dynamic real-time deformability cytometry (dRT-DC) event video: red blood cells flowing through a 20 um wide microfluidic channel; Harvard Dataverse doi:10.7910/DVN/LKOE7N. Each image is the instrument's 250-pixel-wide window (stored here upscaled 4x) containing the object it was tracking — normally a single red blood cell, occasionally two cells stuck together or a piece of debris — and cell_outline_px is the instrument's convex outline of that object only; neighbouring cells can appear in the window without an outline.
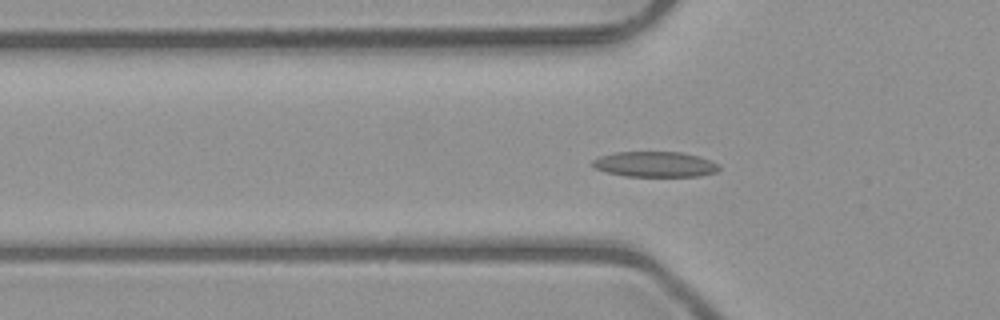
{"species": "common noctule bat (a hibernating species)", "species_latin": "Nyctalus noctula", "temperature_condition": "room temperature", "stored_images_in_passage": 41, "camera_frame_rate_fps": 3000, "um_per_image_px": 0.085, "animal": {"sex": "male", "body_mass_g": 23.1, "forearm_length_mm": 52.7}, "frame": {"image": 1, "passage_image": 6, "time_ms": 1.667, "image_size_px": [1000, 320], "cell_outline_px": [[720, 168], [716, 172], [700, 176], [624, 176], [608, 172], [596, 168], [592, 164], [592, 160], [600, 156], [616, 152], [684, 152], [700, 156], [712, 160], [720, 164]], "centroid_in_image_um": [55.74, 13.96], "position_along_channel_um": 70.1, "area_um2": 18.84}}
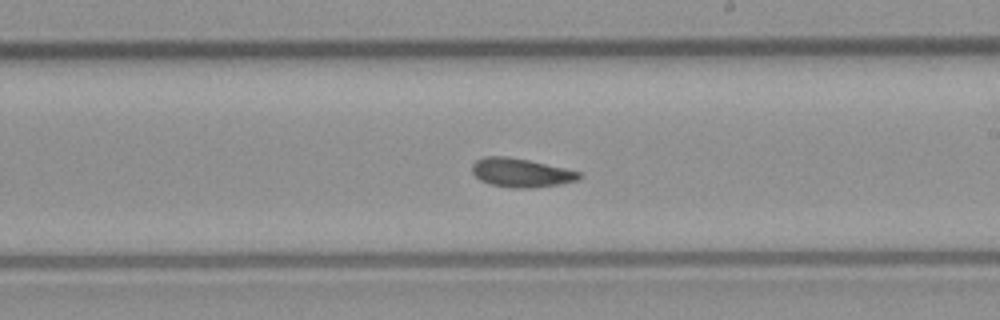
{"frame": {"image": 2, "passage_image": 19, "time_ms": 6.0, "image_size_px": [1000, 320], "cell_outline_px": [[584, 176], [580, 180], [560, 184], [532, 188], [512, 188], [488, 184], [480, 180], [472, 172], [472, 164], [476, 160], [484, 156], [508, 156], [528, 160], [564, 168], [580, 172]], "centroid_in_image_um": [44.29, 14.69], "position_along_channel_um": 244.7, "area_um2": 18.15}}
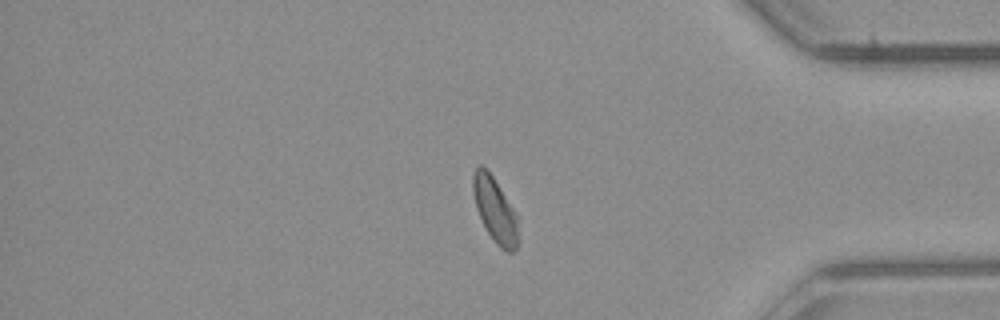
{"frame": {"image": 3, "passage_image": 32, "time_ms": 10.333, "image_size_px": [1000, 320], "cell_outline_px": [[520, 240], [516, 252], [508, 252], [500, 248], [492, 240], [476, 208], [472, 188], [472, 176], [476, 164], [480, 164], [488, 168], [516, 212], [520, 220]], "centroid_in_image_um": [42.13, 17.86], "position_along_channel_um": 393.1, "area_um2": 17.92}}